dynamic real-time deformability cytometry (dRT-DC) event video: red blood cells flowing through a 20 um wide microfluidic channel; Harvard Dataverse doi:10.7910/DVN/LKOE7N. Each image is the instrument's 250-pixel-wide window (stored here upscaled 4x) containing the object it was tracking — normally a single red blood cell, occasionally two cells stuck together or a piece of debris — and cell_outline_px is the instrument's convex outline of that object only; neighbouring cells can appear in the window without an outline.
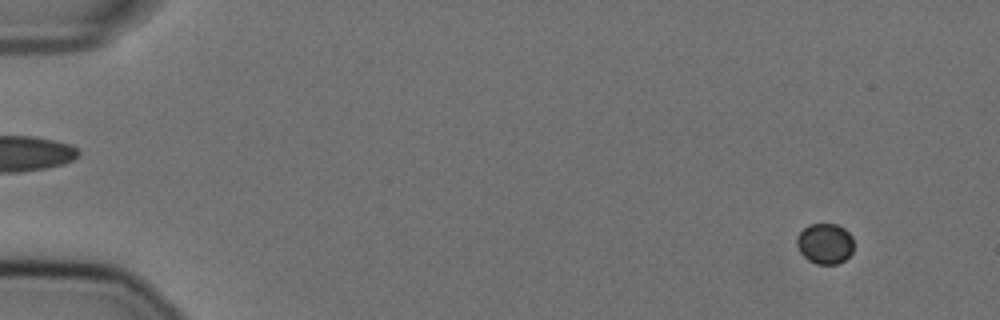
{"species": "Egyptian fruit bat (a non-hibernating species)", "species_latin": "Rousettus aegyptiacus", "temperature_condition": "cold", "stored_images_in_passage": 58, "camera_frame_rate_fps": 3000, "um_per_image_px": 0.085, "animal": {"sex": "female"}, "frame": {"image": 1, "passage_image": 5, "time_ms": 1.333, "image_size_px": [1000, 320], "cell_outline_px": [[852, 252], [844, 260], [836, 264], [816, 264], [808, 260], [800, 252], [796, 244], [796, 240], [800, 232], [808, 224], [836, 224], [844, 228], [852, 236]], "centroid_in_image_um": [70.11, 20.7], "position_along_channel_um": 14.9, "area_um2": 13.41}}
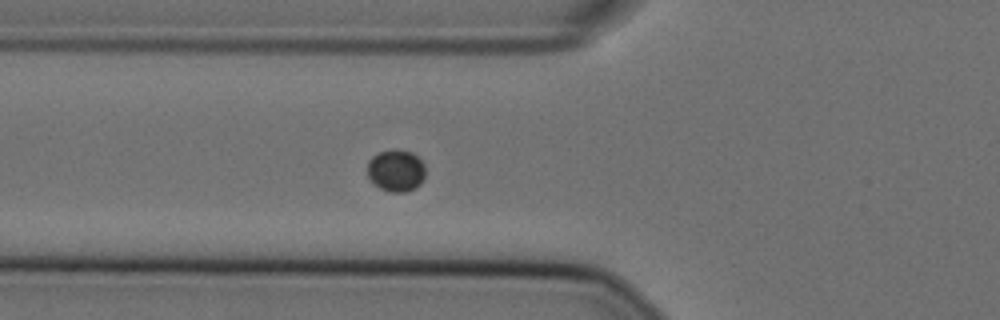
{"frame": {"image": 2, "passage_image": 22, "time_ms": 7.0, "image_size_px": [1000, 320], "cell_outline_px": [[424, 180], [416, 188], [404, 192], [388, 192], [380, 188], [368, 176], [368, 160], [372, 156], [380, 152], [412, 152], [424, 164]], "centroid_in_image_um": [33.67, 14.55], "position_along_channel_um": 92.1, "area_um2": 13.76}}
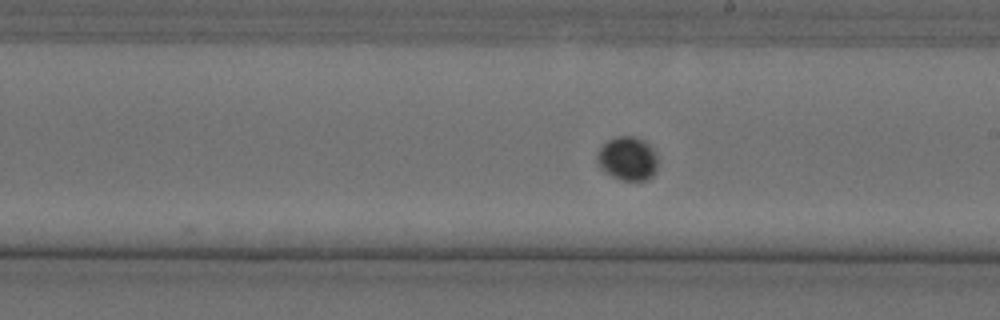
{"frame": {"image": 3, "passage_image": 34, "time_ms": 11.0, "image_size_px": [1000, 320], "cell_outline_px": [[656, 168], [652, 176], [648, 180], [620, 180], [604, 172], [596, 164], [596, 156], [600, 148], [608, 140], [616, 136], [632, 136], [644, 140], [656, 152]], "centroid_in_image_um": [53.31, 13.48], "position_along_channel_um": 235.7, "area_um2": 15.55}}